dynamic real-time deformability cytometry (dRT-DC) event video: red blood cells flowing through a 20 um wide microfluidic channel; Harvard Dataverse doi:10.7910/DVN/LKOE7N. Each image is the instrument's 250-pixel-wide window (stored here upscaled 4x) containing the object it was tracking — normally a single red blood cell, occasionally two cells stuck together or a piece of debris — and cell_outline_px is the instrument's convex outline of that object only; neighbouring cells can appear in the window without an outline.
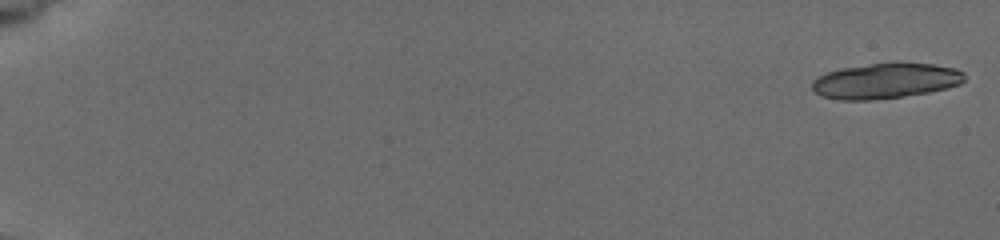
{"species": "common noctule bat (a hibernating species)", "species_latin": "Nyctalus noctula", "temperature_condition": "cold", "stored_images_in_passage": 10, "camera_frame_rate_fps": 3000, "um_per_image_px": 0.085, "animal": {"sex": "female", "body_mass_g": 19.5, "forearm_length_mm": 54.1}, "frame": {"image": 1, "passage_image": 1, "time_ms": 0.0, "image_size_px": [1000, 240], "cell_outline_px": [[964, 80], [960, 84], [928, 92], [904, 96], [872, 100], [836, 100], [820, 96], [812, 88], [812, 80], [828, 72], [844, 68], [872, 64], [932, 64], [956, 68], [964, 72]], "centroid_in_image_um": [75.25, 6.9], "position_along_channel_um": 9.7, "area_um2": 30.87}}
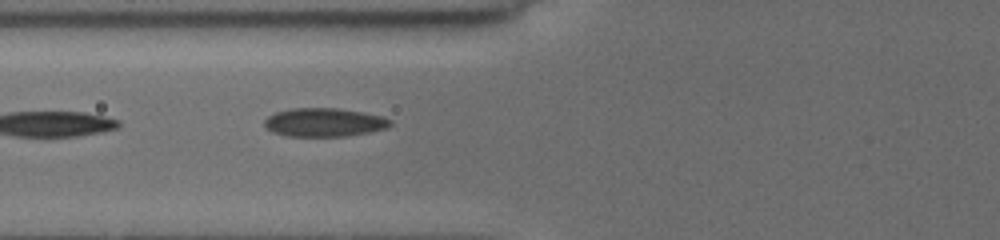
{"frame": {"image": 2, "passage_image": 10, "time_ms": 7.667, "image_size_px": [1000, 240], "cell_outline_px": [[392, 124], [388, 128], [348, 136], [284, 136], [272, 132], [264, 128], [264, 120], [268, 116], [276, 112], [292, 108], [336, 108], [364, 112], [380, 116], [392, 120]], "centroid_in_image_um": [27.53, 10.4], "position_along_channel_um": 98.3, "area_um2": 21.1}}